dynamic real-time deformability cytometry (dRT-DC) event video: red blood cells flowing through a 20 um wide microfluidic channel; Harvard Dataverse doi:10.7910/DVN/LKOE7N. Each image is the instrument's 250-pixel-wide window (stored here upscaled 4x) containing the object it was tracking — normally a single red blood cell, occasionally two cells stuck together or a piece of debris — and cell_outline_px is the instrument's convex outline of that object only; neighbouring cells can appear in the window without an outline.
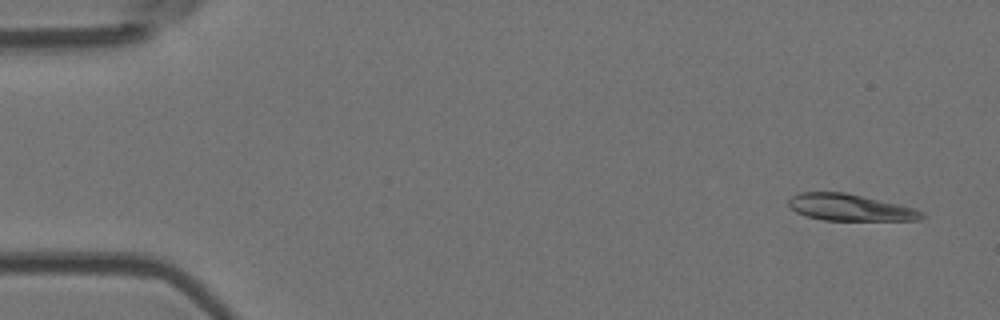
{"species": "Egyptian fruit bat (a non-hibernating species)", "species_latin": "Rousettus aegyptiacus", "temperature_condition": "room temperature", "stored_images_in_passage": 8, "camera_frame_rate_fps": 3000, "um_per_image_px": 0.085, "animal": {"sex": "female"}, "frame": {"image": 1, "passage_image": 1, "time_ms": 0.0, "image_size_px": [1000, 320], "cell_outline_px": [[924, 216], [920, 220], [824, 220], [808, 216], [796, 212], [788, 204], [788, 200], [792, 196], [800, 192], [844, 192], [916, 208], [924, 212]], "centroid_in_image_um": [72.27, 17.63], "position_along_channel_um": 12.7, "area_um2": 20.52}}
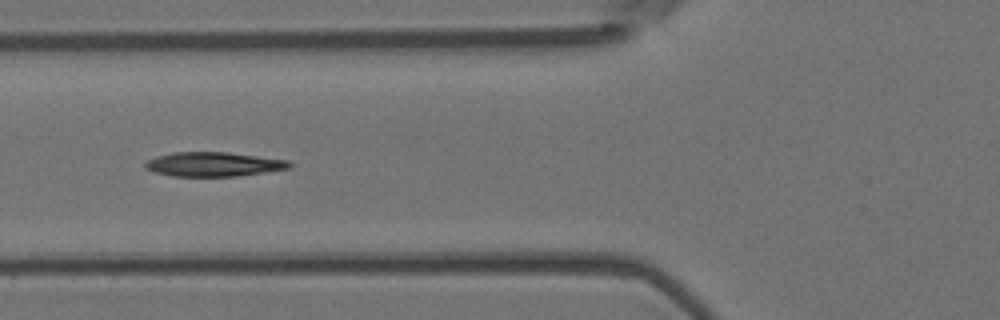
{"frame": {"image": 2, "passage_image": 6, "time_ms": 1.667, "image_size_px": [1000, 320], "cell_outline_px": [[292, 168], [236, 176], [172, 176], [152, 172], [144, 168], [144, 164], [148, 160], [156, 156], [172, 152], [228, 152], [288, 160], [292, 164]], "centroid_in_image_um": [18.12, 13.96], "position_along_channel_um": 107.7, "area_um2": 20.52}}
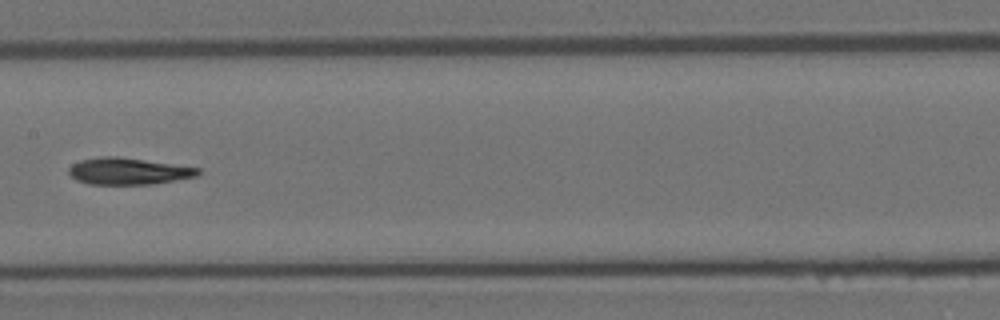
{"frame": {"image": 3, "passage_image": 8, "time_ms": 2.333, "image_size_px": [1000, 320], "cell_outline_px": [[200, 172], [196, 176], [152, 184], [88, 184], [76, 180], [68, 172], [68, 168], [72, 164], [80, 160], [104, 156], [116, 156], [200, 168]], "centroid_in_image_um": [10.86, 14.55], "position_along_channel_um": 196.5, "area_um2": 19.88}}